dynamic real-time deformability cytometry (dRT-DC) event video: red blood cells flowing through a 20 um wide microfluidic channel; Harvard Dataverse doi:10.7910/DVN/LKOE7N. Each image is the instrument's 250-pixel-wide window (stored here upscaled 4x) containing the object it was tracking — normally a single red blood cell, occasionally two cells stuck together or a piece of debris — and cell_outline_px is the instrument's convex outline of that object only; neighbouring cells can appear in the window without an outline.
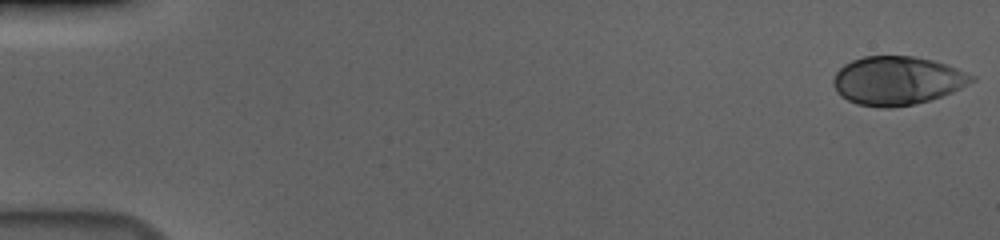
{"species": "human", "species_latin": "Homo sapiens", "temperature_condition": "cold", "stored_images_in_passage": 56, "camera_frame_rate_fps": 3000, "um_per_image_px": 0.085, "donor": {"sex": "male"}, "frame": {"image": 1, "passage_image": 1, "time_ms": 0.0, "image_size_px": [1000, 240], "cell_outline_px": [[976, 80], [952, 92], [928, 100], [912, 104], [892, 108], [880, 108], [856, 104], [840, 96], [836, 92], [832, 84], [832, 80], [836, 72], [844, 64], [852, 60], [864, 56], [912, 56], [932, 60], [956, 68], [976, 76]], "centroid_in_image_um": [76.22, 6.86], "position_along_channel_um": 8.8, "area_um2": 39.19}}
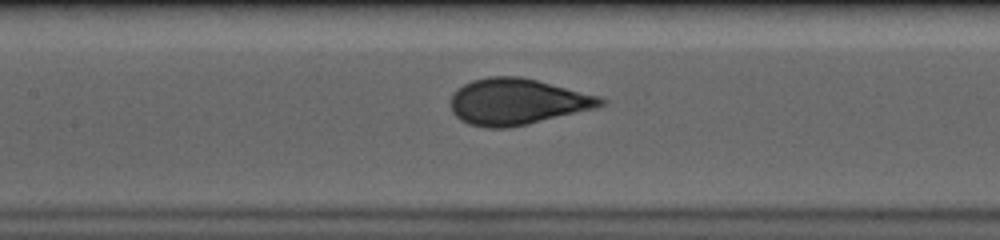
{"frame": {"image": 2, "passage_image": 27, "time_ms": 8.667, "image_size_px": [1000, 240], "cell_outline_px": [[608, 104], [596, 108], [528, 124], [508, 128], [488, 128], [468, 124], [460, 120], [452, 112], [452, 96], [456, 88], [472, 80], [488, 76], [520, 76], [600, 96], [608, 100]], "centroid_in_image_um": [43.97, 8.64], "position_along_channel_um": 163.4, "area_um2": 40.52}}
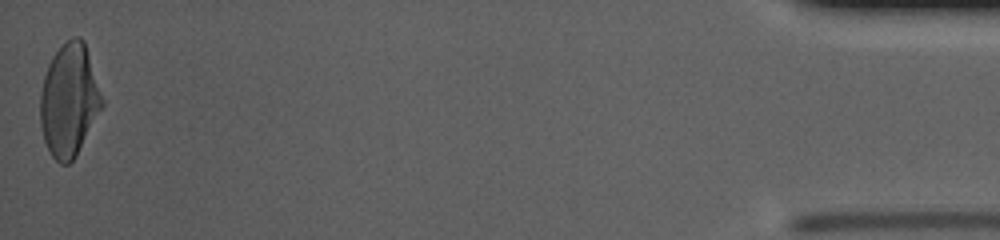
{"frame": {"image": 3, "passage_image": 56, "time_ms": 18.333, "image_size_px": [1000, 240], "cell_outline_px": [[104, 104], [76, 156], [68, 164], [60, 164], [52, 156], [44, 140], [40, 124], [40, 92], [44, 76], [48, 64], [52, 56], [72, 36], [80, 36], [84, 40], [104, 100]], "centroid_in_image_um": [5.88, 8.52], "position_along_channel_um": 429.3, "area_um2": 40.52}, "authors_computed_cell_mechanics": {"area_um2": 39.593, "velocity_mm_per_s": 3.673, "shape_relaxation_time_tau1_ms": 4.3841, "shape_relaxation_time_tau2_ms": null, "deformation_change_tau1": 0.1964, "deformation_change_tau2": null}}